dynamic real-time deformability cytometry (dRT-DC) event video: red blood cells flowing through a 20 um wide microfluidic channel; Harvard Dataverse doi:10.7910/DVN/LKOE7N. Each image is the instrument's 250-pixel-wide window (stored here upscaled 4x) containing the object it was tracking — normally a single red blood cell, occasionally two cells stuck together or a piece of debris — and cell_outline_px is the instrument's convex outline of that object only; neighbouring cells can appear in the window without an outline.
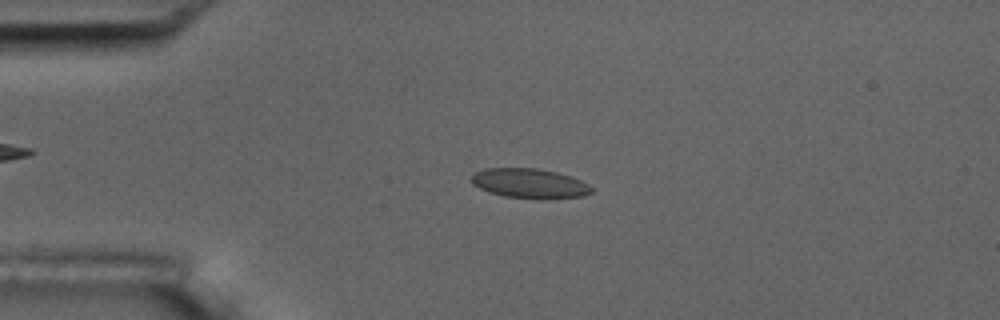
{"species": "common noctule bat (a hibernating species)", "species_latin": "Nyctalus noctula", "temperature_condition": "room temperature", "stored_images_in_passage": 5, "camera_frame_rate_fps": 3000, "um_per_image_px": 0.085, "animal": {"sex": "male", "body_mass_g": 17.5, "forearm_length_mm": 52.3}, "frame": {"image": 1, "passage_image": 3, "time_ms": 2.333, "image_size_px": [1000, 320], "cell_outline_px": [[592, 192], [584, 196], [504, 196], [488, 192], [472, 184], [468, 180], [472, 172], [484, 168], [536, 168], [556, 172], [580, 180], [588, 184], [592, 188]], "centroid_in_image_um": [44.88, 15.53], "position_along_channel_um": 40.1, "area_um2": 20.0}}